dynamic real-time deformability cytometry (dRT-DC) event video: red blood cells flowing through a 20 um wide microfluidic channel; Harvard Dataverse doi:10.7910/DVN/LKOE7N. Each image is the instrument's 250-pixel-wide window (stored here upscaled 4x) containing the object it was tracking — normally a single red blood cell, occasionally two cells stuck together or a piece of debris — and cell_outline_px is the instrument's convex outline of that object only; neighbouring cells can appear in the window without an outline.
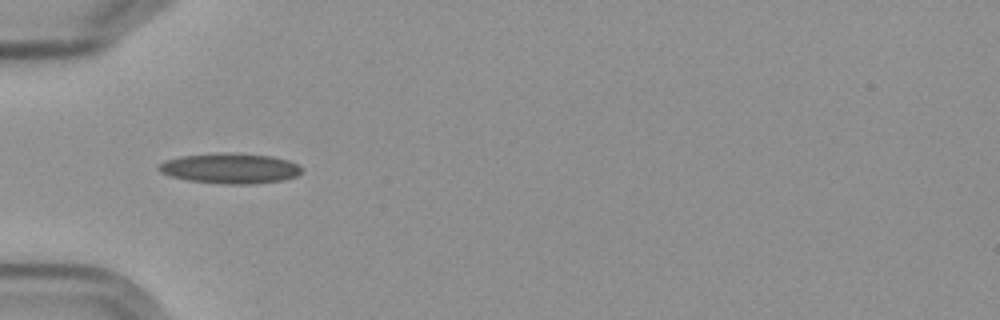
{"species": "Egyptian fruit bat (a non-hibernating species)", "species_latin": "Rousettus aegyptiacus", "temperature_condition": "cold", "stored_images_in_passage": 1, "camera_frame_rate_fps": 3000, "um_per_image_px": 0.085, "frame": {"image": 1, "passage_image": 1, "time_ms": 0.0, "image_size_px": [1000, 320], "cell_outline_px": [[304, 172], [296, 176], [284, 180], [252, 184], [224, 184], [188, 180], [172, 176], [160, 172], [156, 168], [164, 160], [180, 156], [224, 152], [232, 152], [272, 156], [288, 160], [304, 168]], "centroid_in_image_um": [19.59, 14.3], "position_along_channel_um": 65.4, "area_um2": 25.49}}